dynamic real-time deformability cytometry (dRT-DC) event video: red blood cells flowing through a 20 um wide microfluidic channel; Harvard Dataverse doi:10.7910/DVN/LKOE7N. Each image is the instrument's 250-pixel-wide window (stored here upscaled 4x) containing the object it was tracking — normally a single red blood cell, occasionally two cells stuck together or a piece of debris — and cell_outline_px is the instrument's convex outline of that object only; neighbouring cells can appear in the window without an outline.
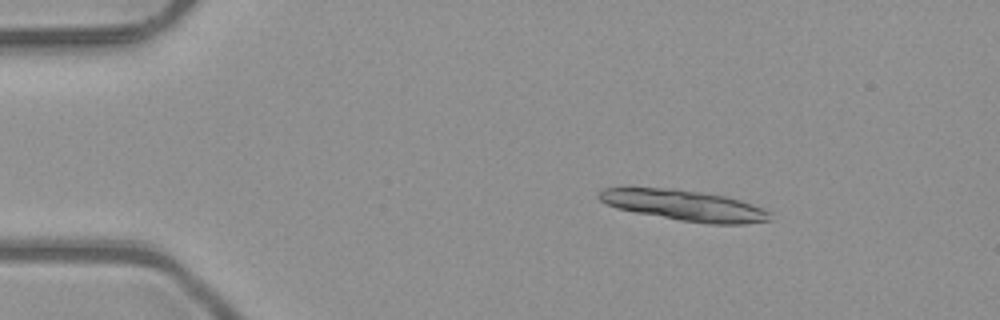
{"species": "common noctule bat (a hibernating species)", "species_latin": "Nyctalus noctula", "temperature_condition": "room temperature", "stored_images_in_passage": 4, "camera_frame_rate_fps": 3000, "um_per_image_px": 0.085, "animal": {"sex": "male", "body_mass_g": 23.1, "forearm_length_mm": 52.7}, "frame": {"image": 1, "passage_image": 2, "time_ms": 0.333, "image_size_px": [1000, 320], "cell_outline_px": [[772, 220], [744, 224], [712, 224], [680, 220], [636, 212], [616, 208], [600, 200], [596, 196], [604, 188], [676, 188], [724, 196], [740, 200], [764, 208], [772, 212]], "centroid_in_image_um": [58.23, 17.46], "position_along_channel_um": 26.8, "area_um2": 30.46}}